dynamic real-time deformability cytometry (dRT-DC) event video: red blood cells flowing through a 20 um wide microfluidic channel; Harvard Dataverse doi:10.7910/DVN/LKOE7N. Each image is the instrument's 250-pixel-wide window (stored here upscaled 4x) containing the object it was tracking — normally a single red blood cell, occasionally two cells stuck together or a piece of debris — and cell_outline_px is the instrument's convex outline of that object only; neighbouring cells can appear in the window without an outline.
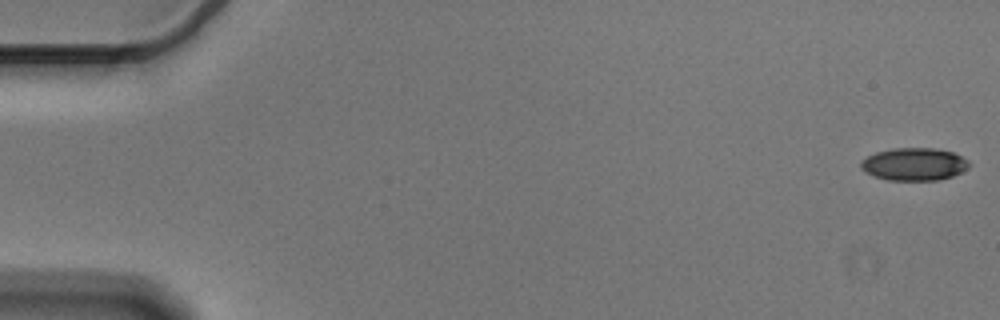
{"species": "Egyptian fruit bat (a non-hibernating species)", "species_latin": "Rousettus aegyptiacus", "temperature_condition": "cold", "stored_images_in_passage": 56, "camera_frame_rate_fps": 3000, "um_per_image_px": 0.085, "animal": {"sex": "male"}, "frame": {"image": 1, "passage_image": 1, "time_ms": 0.0, "image_size_px": [1000, 320], "cell_outline_px": [[968, 168], [952, 176], [940, 180], [888, 180], [876, 176], [860, 168], [860, 160], [876, 152], [896, 148], [936, 148], [952, 152], [968, 160]], "centroid_in_image_um": [77.7, 13.95], "position_along_channel_um": 7.3, "area_um2": 20.4}}
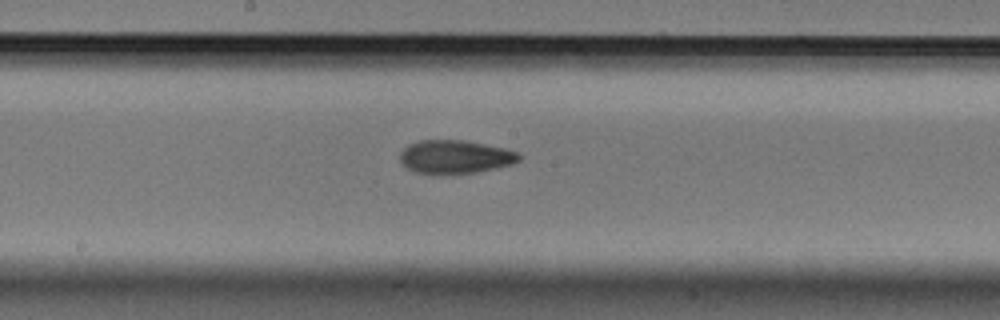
{"frame": {"image": 2, "passage_image": 30, "time_ms": 9.667, "image_size_px": [1000, 320], "cell_outline_px": [[520, 160], [512, 164], [476, 172], [412, 172], [400, 164], [400, 152], [408, 144], [420, 140], [464, 140], [504, 148], [520, 152]], "centroid_in_image_um": [38.67, 13.3], "position_along_channel_um": 209.5, "area_um2": 22.83}}
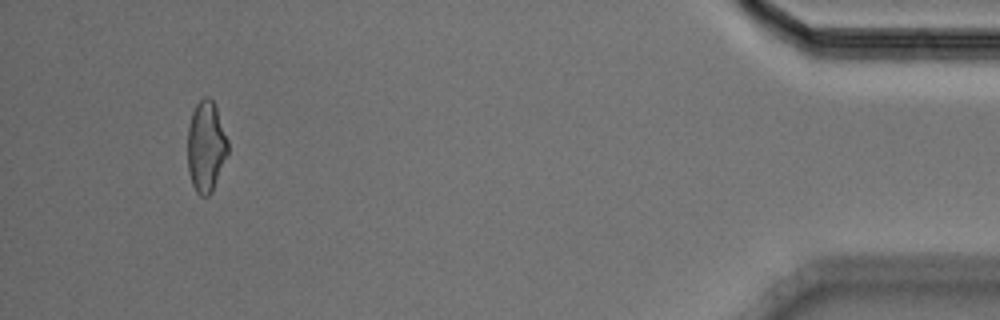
{"frame": {"image": 3, "passage_image": 53, "time_ms": 17.333, "image_size_px": [1000, 320], "cell_outline_px": [[228, 152], [212, 192], [208, 196], [200, 196], [196, 192], [192, 184], [188, 172], [188, 128], [192, 112], [196, 104], [204, 96], [208, 96], [212, 100], [216, 108], [228, 140]], "centroid_in_image_um": [17.5, 12.47], "position_along_channel_um": 417.7, "area_um2": 21.27}, "authors_computed_cell_mechanics": {"area_um2": 22.1374, "velocity_mm_per_s": 3.5991, "shape_relaxation_time_tau1_ms": 10.5677, "shape_relaxation_time_tau2_ms": 3.5794, "deformation_change_tau1": 0.1973, "deformation_change_tau2": 0.1031}}